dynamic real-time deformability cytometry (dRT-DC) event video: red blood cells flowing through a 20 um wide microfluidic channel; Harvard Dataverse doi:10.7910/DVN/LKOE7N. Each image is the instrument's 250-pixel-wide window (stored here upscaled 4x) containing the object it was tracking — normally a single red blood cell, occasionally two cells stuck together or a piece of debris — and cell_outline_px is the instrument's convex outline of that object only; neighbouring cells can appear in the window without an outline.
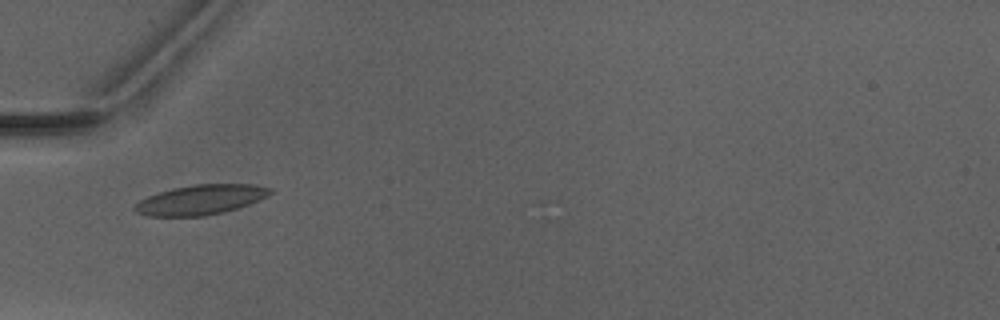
{"species": "Egyptian fruit bat (a non-hibernating species)", "species_latin": "Rousettus aegyptiacus", "temperature_condition": "warm", "stored_images_in_passage": 5, "camera_frame_rate_fps": 3000, "um_per_image_px": 0.085, "animal": {"sex": "male"}, "frame": {"image": 1, "passage_image": 5, "time_ms": 4.667, "image_size_px": [1000, 320], "cell_outline_px": [[272, 192], [268, 196], [248, 204], [224, 212], [204, 216], [148, 216], [136, 212], [132, 208], [140, 200], [148, 196], [172, 188], [192, 184], [252, 184], [272, 188]], "centroid_in_image_um": [17.05, 16.97], "position_along_channel_um": 68.0, "area_um2": 23.47}}